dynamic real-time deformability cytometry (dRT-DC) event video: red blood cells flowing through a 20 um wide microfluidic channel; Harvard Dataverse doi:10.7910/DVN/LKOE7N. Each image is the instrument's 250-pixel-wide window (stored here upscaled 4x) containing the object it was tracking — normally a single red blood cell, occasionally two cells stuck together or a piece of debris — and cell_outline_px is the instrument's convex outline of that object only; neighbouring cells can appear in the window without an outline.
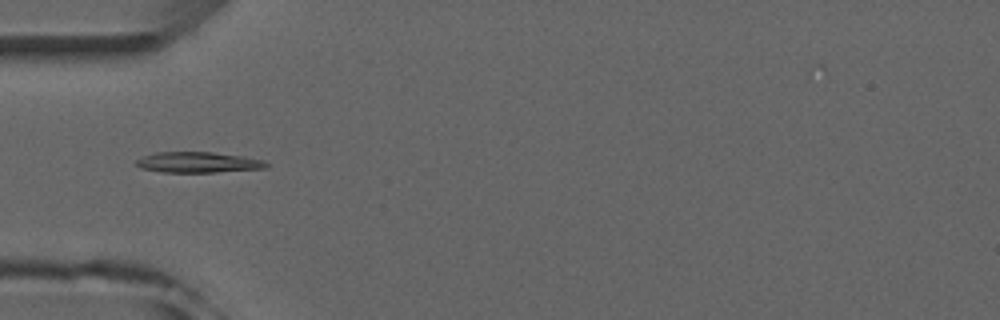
{"species": "common noctule bat (a hibernating species)", "species_latin": "Nyctalus noctula", "temperature_condition": "room temperature", "stored_images_in_passage": 4, "camera_frame_rate_fps": 3000, "um_per_image_px": 0.085, "animal": {"sex": "male", "forearm_length_mm": 52.5}, "frame": {"image": 1, "passage_image": 4, "time_ms": 3.333, "image_size_px": [1000, 320], "cell_outline_px": [[268, 168], [216, 172], [160, 172], [140, 168], [136, 164], [136, 160], [144, 156], [156, 152], [212, 152], [240, 156], [264, 160], [268, 164]], "centroid_in_image_um": [16.83, 13.8], "position_along_channel_um": 68.2, "area_um2": 15.61}}